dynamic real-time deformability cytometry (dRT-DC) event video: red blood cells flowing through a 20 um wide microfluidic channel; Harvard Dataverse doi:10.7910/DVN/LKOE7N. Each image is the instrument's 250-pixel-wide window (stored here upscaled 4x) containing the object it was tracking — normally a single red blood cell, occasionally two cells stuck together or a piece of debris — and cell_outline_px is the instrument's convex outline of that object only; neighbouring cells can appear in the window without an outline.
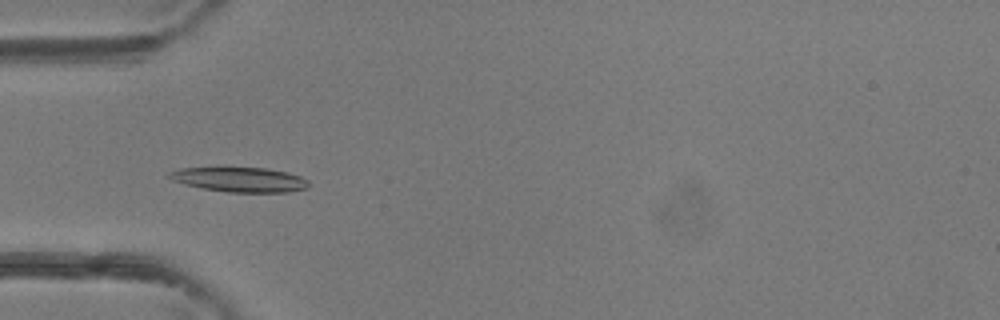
{"species": "common noctule bat (a hibernating species)", "species_latin": "Nyctalus noctula", "temperature_condition": "room temperature", "stored_images_in_passage": 38, "camera_frame_rate_fps": 3000, "um_per_image_px": 0.085, "animal": {"sex": "female"}, "frame": {"image": 1, "passage_image": 16, "time_ms": 5.0, "image_size_px": [1000, 320], "cell_outline_px": [[308, 188], [288, 192], [224, 192], [184, 184], [172, 180], [168, 176], [168, 172], [180, 168], [220, 164], [224, 164], [264, 168], [288, 172], [300, 176], [308, 180]], "centroid_in_image_um": [20.3, 15.2], "position_along_channel_um": 64.7, "area_um2": 21.21}}